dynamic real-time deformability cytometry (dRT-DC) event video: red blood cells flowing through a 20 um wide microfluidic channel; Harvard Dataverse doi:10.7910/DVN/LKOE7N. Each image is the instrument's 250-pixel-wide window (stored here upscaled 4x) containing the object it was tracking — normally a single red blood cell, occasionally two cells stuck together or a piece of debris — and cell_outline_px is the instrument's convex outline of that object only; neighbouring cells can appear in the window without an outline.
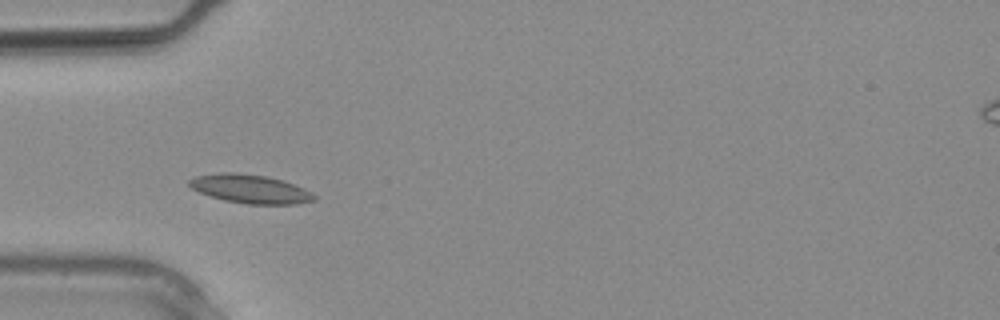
{"species": "common noctule bat (a hibernating species)", "species_latin": "Nyctalus noctula", "temperature_condition": "warm", "stored_images_in_passage": 8, "camera_frame_rate_fps": 3000, "um_per_image_px": 0.085, "animal": {"sex": "male", "body_mass_g": 20.4}, "frame": {"image": 1, "passage_image": 1, "time_ms": 0.0, "image_size_px": [1000, 320], "cell_outline_px": [[316, 200], [296, 204], [248, 204], [224, 200], [200, 192], [192, 188], [188, 184], [188, 180], [196, 176], [220, 172], [232, 172], [264, 176], [284, 180], [304, 188], [312, 192], [316, 196]], "centroid_in_image_um": [21.3, 16.06], "position_along_channel_um": 63.7, "area_um2": 20.81}}